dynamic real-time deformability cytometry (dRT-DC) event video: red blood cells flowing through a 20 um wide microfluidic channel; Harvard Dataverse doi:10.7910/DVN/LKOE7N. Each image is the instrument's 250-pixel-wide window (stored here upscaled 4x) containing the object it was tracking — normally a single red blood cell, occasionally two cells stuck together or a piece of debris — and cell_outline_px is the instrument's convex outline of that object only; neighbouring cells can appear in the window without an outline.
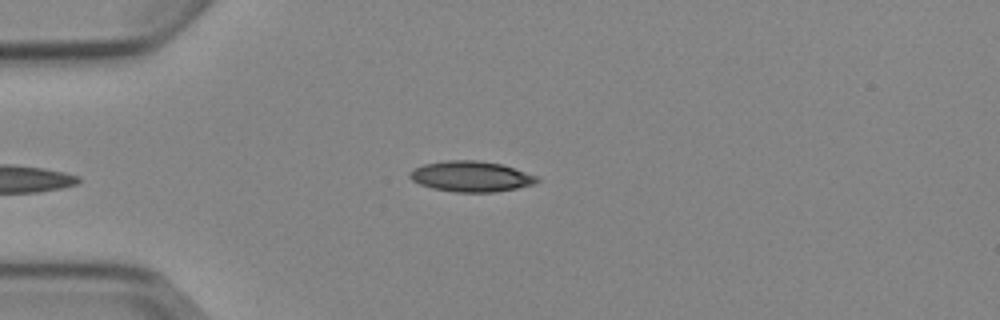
{"species": "Egyptian fruit bat (a non-hibernating species)", "species_latin": "Rousettus aegyptiacus", "temperature_condition": "cold", "stored_images_in_passage": 5, "camera_frame_rate_fps": 3000, "um_per_image_px": 0.085, "animal": {"sex": "female"}, "frame": {"image": 1, "passage_image": 5, "time_ms": 4.667, "image_size_px": [1000, 320], "cell_outline_px": [[540, 180], [536, 184], [496, 192], [452, 192], [432, 188], [420, 184], [412, 180], [408, 176], [408, 172], [424, 164], [444, 160], [476, 160], [500, 164], [536, 176]], "centroid_in_image_um": [40.01, 15.0], "position_along_channel_um": 45.0, "area_um2": 22.6}}